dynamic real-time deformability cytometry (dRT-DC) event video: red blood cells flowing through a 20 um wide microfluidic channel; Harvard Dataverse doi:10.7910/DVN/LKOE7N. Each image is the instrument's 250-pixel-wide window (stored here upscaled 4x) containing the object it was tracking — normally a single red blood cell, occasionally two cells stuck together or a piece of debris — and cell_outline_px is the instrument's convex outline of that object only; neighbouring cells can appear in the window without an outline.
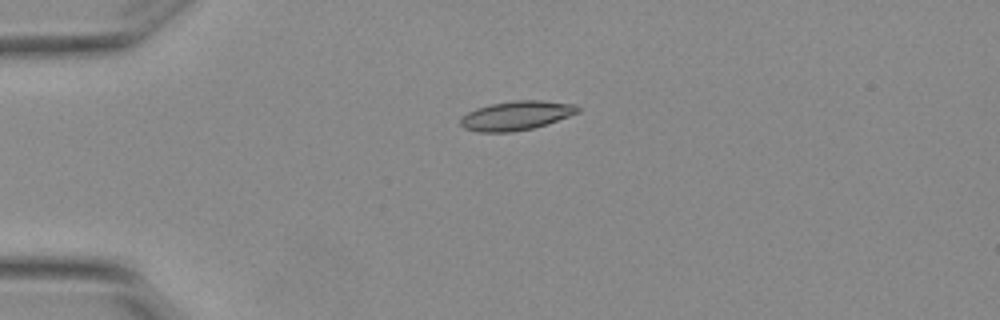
{"species": "Egyptian fruit bat (a non-hibernating species)", "species_latin": "Rousettus aegyptiacus", "temperature_condition": "warm", "stored_images_in_passage": 2, "camera_frame_rate_fps": 3000, "um_per_image_px": 0.085, "animal": {"sex": "female"}, "frame": {"image": 1, "passage_image": 2, "time_ms": 0.333, "image_size_px": [1000, 320], "cell_outline_px": [[580, 112], [532, 128], [512, 132], [476, 132], [464, 128], [460, 124], [460, 120], [468, 112], [476, 108], [492, 104], [516, 100], [540, 100], [576, 104], [580, 108]], "centroid_in_image_um": [43.88, 9.82], "position_along_channel_um": 41.1, "area_um2": 19.71}}